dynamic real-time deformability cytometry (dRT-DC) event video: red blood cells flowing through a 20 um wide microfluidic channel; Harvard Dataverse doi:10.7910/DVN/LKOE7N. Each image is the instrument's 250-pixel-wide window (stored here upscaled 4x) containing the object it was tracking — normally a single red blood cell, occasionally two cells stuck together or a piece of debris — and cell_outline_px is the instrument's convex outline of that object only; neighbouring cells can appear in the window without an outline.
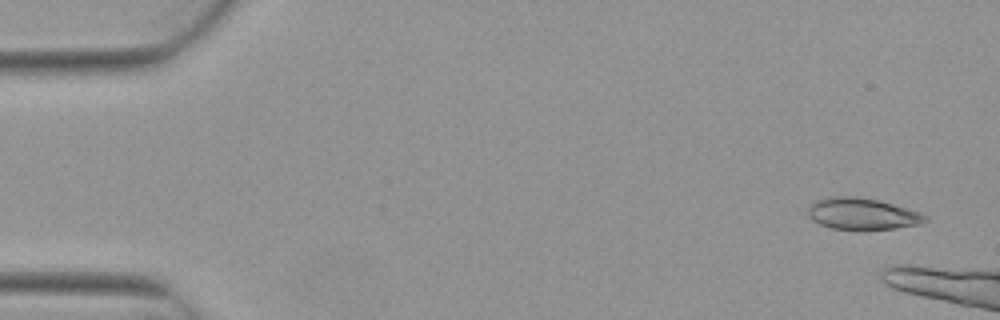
{"species": "Egyptian fruit bat (a non-hibernating species)", "species_latin": "Rousettus aegyptiacus", "temperature_condition": "warm", "stored_images_in_passage": 3, "camera_frame_rate_fps": 3000, "um_per_image_px": 0.085, "animal": {"sex": "female"}, "frame": {"image": 1, "passage_image": 1, "time_ms": 0.0, "image_size_px": [1000, 320], "cell_outline_px": [[928, 220], [920, 224], [896, 228], [832, 228], [820, 224], [812, 220], [808, 216], [808, 208], [816, 200], [828, 196], [856, 196], [876, 200], [892, 204], [920, 212], [928, 216]], "centroid_in_image_um": [73.28, 18.15], "position_along_channel_um": 11.7, "area_um2": 21.15}}